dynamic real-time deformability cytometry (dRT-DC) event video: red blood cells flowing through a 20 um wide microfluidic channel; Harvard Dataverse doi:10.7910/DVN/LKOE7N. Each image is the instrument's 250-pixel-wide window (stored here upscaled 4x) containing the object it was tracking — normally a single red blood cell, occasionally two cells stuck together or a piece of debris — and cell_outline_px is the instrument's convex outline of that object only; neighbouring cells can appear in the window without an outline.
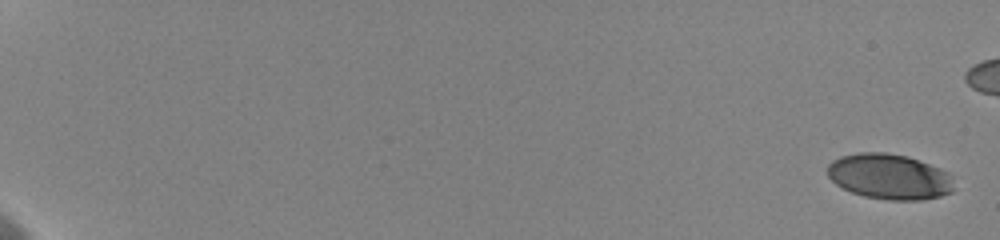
{"species": "human", "species_latin": "Homo sapiens", "temperature_condition": "cold", "stored_images_in_passage": 57, "camera_frame_rate_fps": 3000, "um_per_image_px": 0.085, "donor": {"sex": "female"}, "frame": {"image": 1, "passage_image": 1, "time_ms": 0.0, "image_size_px": [1000, 240], "cell_outline_px": [[952, 192], [940, 196], [920, 200], [888, 200], [864, 196], [852, 192], [836, 184], [828, 176], [828, 164], [832, 160], [840, 156], [860, 152], [884, 152], [908, 156], [940, 168], [948, 172], [952, 188]], "centroid_in_image_um": [75.57, 15.0], "position_along_channel_um": 9.4, "area_um2": 33.35}}
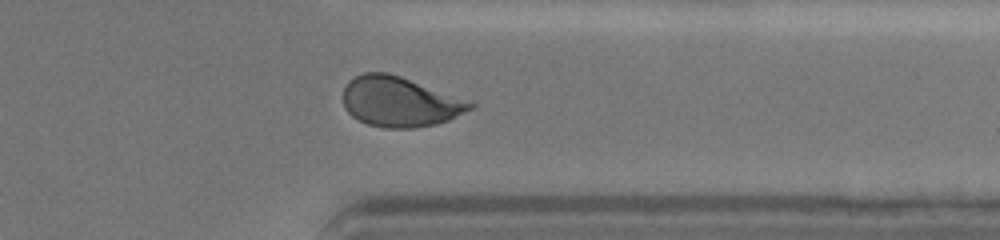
{"frame": {"image": 2, "passage_image": 49, "time_ms": 16.333, "image_size_px": [1000, 240], "cell_outline_px": [[476, 108], [448, 120], [436, 124], [412, 128], [384, 128], [368, 124], [352, 116], [344, 108], [344, 88], [348, 80], [364, 72], [388, 72], [476, 100]], "centroid_in_image_um": [34.09, 8.63], "position_along_channel_um": 377.3, "area_um2": 37.92}}